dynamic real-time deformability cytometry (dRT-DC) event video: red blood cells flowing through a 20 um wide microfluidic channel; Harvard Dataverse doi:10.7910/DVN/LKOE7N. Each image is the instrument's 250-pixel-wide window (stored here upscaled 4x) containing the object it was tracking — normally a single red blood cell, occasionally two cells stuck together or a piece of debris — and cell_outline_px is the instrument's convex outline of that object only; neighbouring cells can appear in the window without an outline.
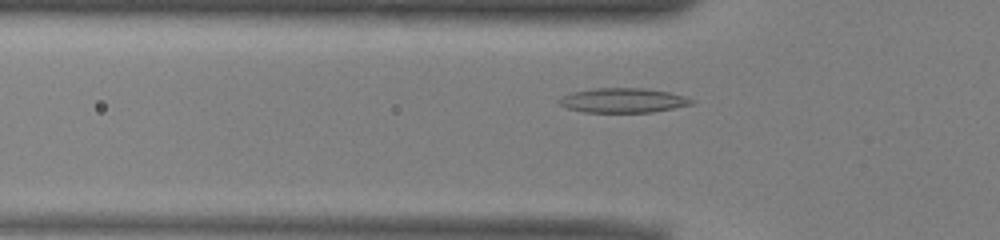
{"species": "common noctule bat (a hibernating species)", "species_latin": "Nyctalus noctula", "temperature_condition": "warm", "stored_images_in_passage": 38, "camera_frame_rate_fps": 3000, "um_per_image_px": 0.085, "animal": {"sex": "male", "body_mass_g": 13.0, "forearm_length_mm": 53.1}, "frame": {"image": 1, "passage_image": 12, "time_ms": 3.667, "image_size_px": [1000, 240], "cell_outline_px": [[696, 100], [692, 104], [652, 112], [584, 112], [568, 108], [560, 104], [556, 100], [560, 96], [572, 92], [596, 88], [644, 88], [668, 92], [684, 96]], "centroid_in_image_um": [52.93, 8.53], "position_along_channel_um": 72.9, "area_um2": 18.9}}
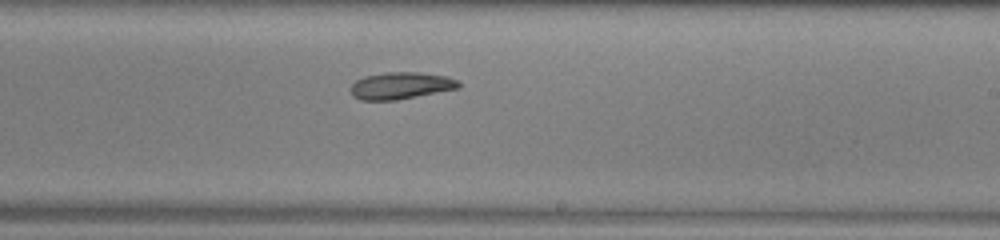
{"frame": {"image": 2, "passage_image": 26, "time_ms": 8.333, "image_size_px": [1000, 240], "cell_outline_px": [[460, 88], [396, 100], [360, 100], [352, 96], [348, 88], [356, 80], [364, 76], [384, 72], [416, 72], [448, 76], [456, 80], [460, 84]], "centroid_in_image_um": [34.02, 7.28], "position_along_channel_um": 255.0, "area_um2": 17.11}}
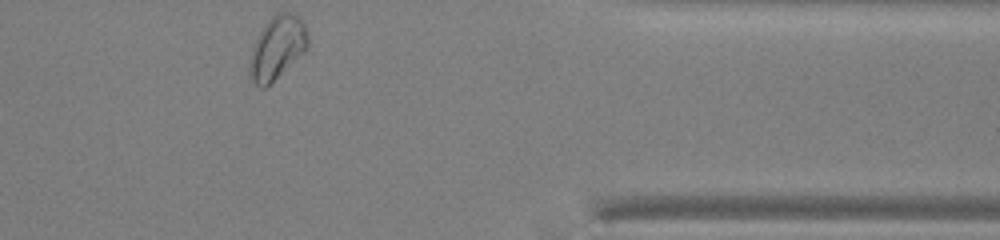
{"frame": {"image": 3, "passage_image": 38, "time_ms": 12.333, "image_size_px": [1000, 240], "cell_outline_px": [[308, 48], [304, 52], [264, 88], [260, 88], [252, 80], [248, 72], [248, 68], [252, 48], [264, 24], [276, 12], [288, 12], [304, 20], [308, 36]], "centroid_in_image_um": [23.56, 4.02], "position_along_channel_um": 387.8, "area_um2": 21.21}, "authors_computed_cell_mechanics": {"area_um2": 17.5134, "velocity_mm_per_s": 3.9032, "shape_relaxation_time_tau1_ms": 11.1258, "shape_relaxation_time_tau2_ms": 8.7617, "deformation_change_tau1": 0.2259, "deformation_change_tau2": 0.1437}}